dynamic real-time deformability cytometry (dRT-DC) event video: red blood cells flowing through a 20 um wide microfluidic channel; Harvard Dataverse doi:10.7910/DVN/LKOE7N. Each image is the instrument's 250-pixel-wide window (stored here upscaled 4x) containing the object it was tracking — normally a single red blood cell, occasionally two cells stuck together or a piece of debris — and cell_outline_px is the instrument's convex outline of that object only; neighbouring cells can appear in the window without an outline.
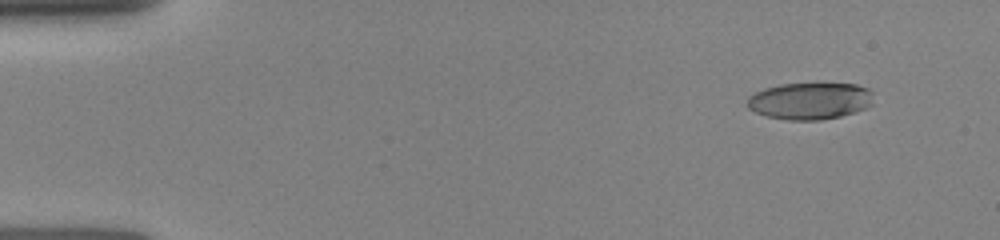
{"species": "human", "species_latin": "Homo sapiens", "temperature_condition": "room temperature", "stored_images_in_passage": 5, "camera_frame_rate_fps": 3000, "um_per_image_px": 0.085, "donor": {"sex": "female"}, "frame": {"image": 1, "passage_image": 2, "time_ms": 1.0, "image_size_px": [1000, 240], "cell_outline_px": [[872, 104], [864, 108], [840, 116], [820, 120], [788, 120], [768, 116], [756, 112], [748, 108], [748, 96], [764, 88], [780, 84], [856, 84], [868, 88], [872, 92]], "centroid_in_image_um": [68.83, 8.57], "position_along_channel_um": 16.2, "area_um2": 26.88}}
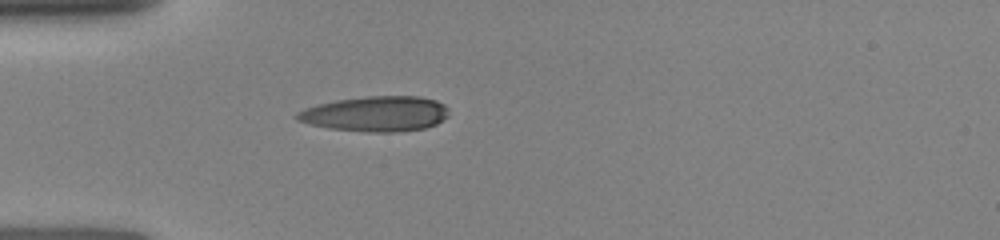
{"frame": {"image": 2, "passage_image": 5, "time_ms": 4.333, "image_size_px": [1000, 240], "cell_outline_px": [[448, 116], [436, 124], [424, 128], [392, 132], [368, 132], [328, 128], [296, 120], [292, 116], [296, 112], [304, 108], [316, 104], [336, 100], [368, 96], [420, 96], [436, 100], [444, 104], [448, 108]], "centroid_in_image_um": [31.91, 9.67], "position_along_channel_um": 53.1, "area_um2": 31.33}}